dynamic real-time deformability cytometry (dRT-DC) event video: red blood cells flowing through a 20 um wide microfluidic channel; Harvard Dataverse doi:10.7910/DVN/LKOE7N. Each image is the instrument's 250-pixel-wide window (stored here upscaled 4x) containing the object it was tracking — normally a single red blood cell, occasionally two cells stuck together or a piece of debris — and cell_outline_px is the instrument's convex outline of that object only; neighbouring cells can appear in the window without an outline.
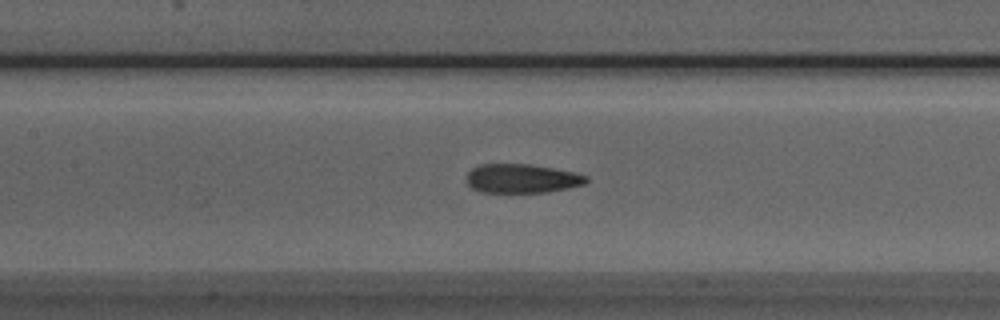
{"species": "Egyptian fruit bat (a non-hibernating species)", "species_latin": "Rousettus aegyptiacus", "temperature_condition": "room temperature", "stored_images_in_passage": 36, "camera_frame_rate_fps": 3000, "um_per_image_px": 0.085, "animal": {"sex": "male"}, "frame": {"image": 1, "passage_image": 11, "time_ms": 3.333, "image_size_px": [1000, 320], "cell_outline_px": [[588, 180], [584, 184], [568, 188], [548, 192], [480, 192], [472, 188], [468, 184], [468, 172], [472, 168], [480, 164], [528, 164], [552, 168], [572, 172], [588, 176]], "centroid_in_image_um": [44.35, 15.17], "position_along_channel_um": 163.0, "area_um2": 20.06}}
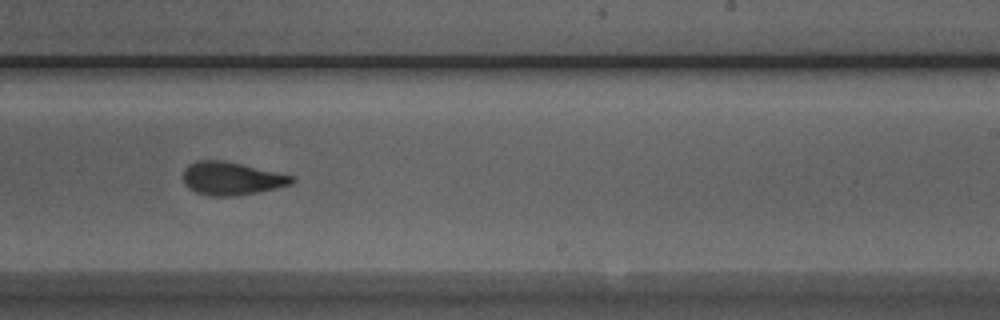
{"frame": {"image": 2, "passage_image": 19, "time_ms": 6.0, "image_size_px": [1000, 320], "cell_outline_px": [[296, 180], [292, 184], [276, 188], [236, 196], [208, 196], [196, 192], [188, 188], [184, 184], [184, 168], [188, 164], [196, 160], [224, 160], [296, 176]], "centroid_in_image_um": [19.68, 15.16], "position_along_channel_um": 269.3, "area_um2": 21.15}}
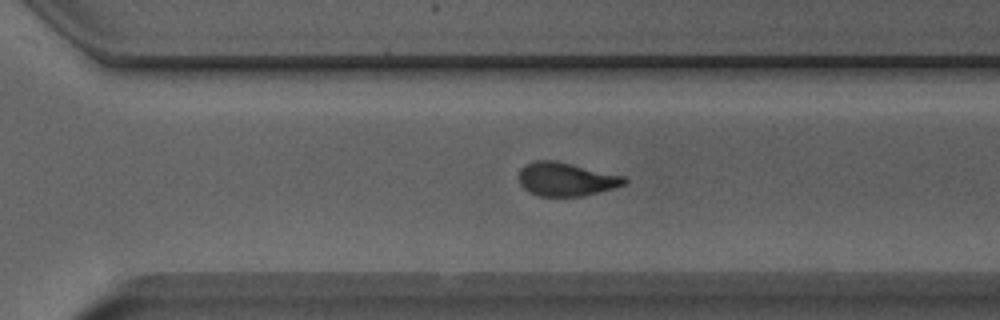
{"frame": {"image": 3, "passage_image": 23, "time_ms": 7.333, "image_size_px": [1000, 320], "cell_outline_px": [[628, 180], [624, 184], [612, 188], [584, 196], [540, 196], [528, 192], [520, 184], [520, 172], [528, 164], [536, 160], [556, 160], [624, 176]], "centroid_in_image_um": [48.13, 15.24], "position_along_channel_um": 322.5, "area_um2": 20.35}, "authors_computed_cell_mechanics": {"area_um2": 20.9236, "velocity_mm_per_s": 3.9958, "shape_relaxation_time_tau1_ms": 5.2924, "shape_relaxation_time_tau2_ms": 1.9094, "deformation_change_tau1": 0.1839, "deformation_change_tau2": 0.0857}}